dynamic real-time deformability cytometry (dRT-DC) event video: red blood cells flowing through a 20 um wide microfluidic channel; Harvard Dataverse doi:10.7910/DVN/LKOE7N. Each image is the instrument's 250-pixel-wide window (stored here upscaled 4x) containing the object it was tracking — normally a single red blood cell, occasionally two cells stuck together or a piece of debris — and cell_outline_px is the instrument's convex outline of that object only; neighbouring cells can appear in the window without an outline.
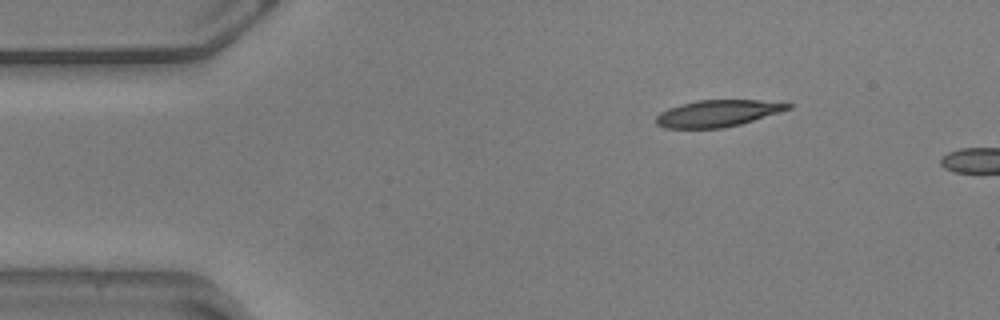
{"species": "common noctule bat (a hibernating species)", "species_latin": "Nyctalus noctula", "temperature_condition": "warm", "stored_images_in_passage": 4, "camera_frame_rate_fps": 3000, "um_per_image_px": 0.085, "animal": {"sex": "male", "body_mass_g": 20.5, "forearm_length_mm": 52.5}, "frame": {"image": 1, "passage_image": 1, "time_ms": 0.0, "image_size_px": [1000, 320], "cell_outline_px": [[792, 108], [780, 112], [740, 124], [720, 128], [664, 128], [656, 124], [656, 116], [660, 112], [668, 108], [680, 104], [696, 100], [760, 100], [792, 104]], "centroid_in_image_um": [60.97, 9.63], "position_along_channel_um": 24.0, "area_um2": 20.46}}